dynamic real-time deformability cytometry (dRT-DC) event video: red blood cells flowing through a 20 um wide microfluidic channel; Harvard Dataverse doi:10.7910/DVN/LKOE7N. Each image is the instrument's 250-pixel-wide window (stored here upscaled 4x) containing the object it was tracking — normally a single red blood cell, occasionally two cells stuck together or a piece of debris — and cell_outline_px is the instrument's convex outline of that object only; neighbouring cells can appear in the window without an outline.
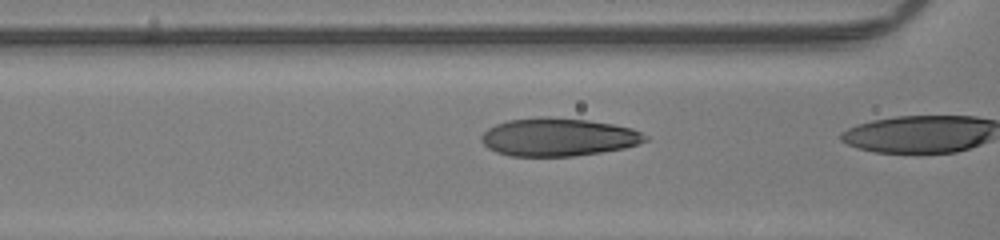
{"species": "human", "species_latin": "Homo sapiens", "temperature_condition": "room temperature", "stored_images_in_passage": 25, "camera_frame_rate_fps": 3000, "um_per_image_px": 0.085, "donor": {"sex": "male"}, "frame": {"image": 1, "passage_image": 24, "time_ms": 7.667, "image_size_px": [1000, 240], "cell_outline_px": [[648, 140], [624, 148], [600, 152], [572, 156], [508, 156], [496, 152], [488, 148], [480, 140], [480, 136], [488, 128], [496, 124], [508, 120], [540, 116], [548, 116], [588, 120], [612, 124], [632, 128], [648, 136]], "centroid_in_image_um": [47.42, 11.64], "position_along_channel_um": 119.2, "area_um2": 36.41}}